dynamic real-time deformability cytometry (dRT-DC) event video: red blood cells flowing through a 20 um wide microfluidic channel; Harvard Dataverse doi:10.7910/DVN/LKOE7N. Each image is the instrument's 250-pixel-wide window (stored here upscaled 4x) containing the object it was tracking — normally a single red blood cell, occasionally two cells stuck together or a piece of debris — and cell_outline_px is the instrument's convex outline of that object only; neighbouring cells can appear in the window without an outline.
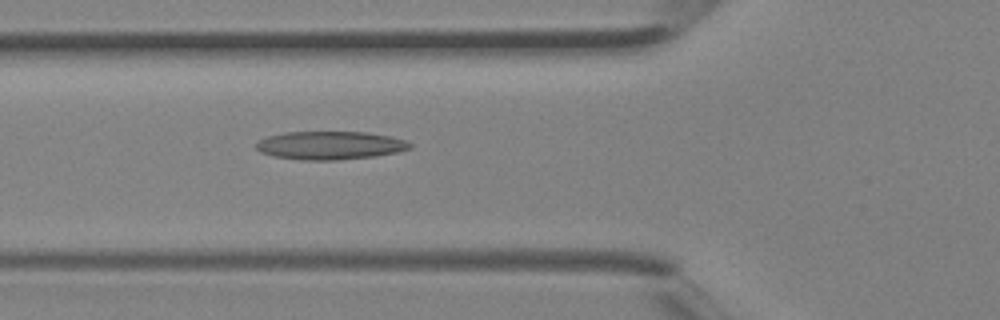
{"species": "Egyptian fruit bat (a non-hibernating species)", "species_latin": "Rousettus aegyptiacus", "temperature_condition": "room temperature", "stored_images_in_passage": 5, "camera_frame_rate_fps": 3000, "um_per_image_px": 0.085, "animal": {"sex": "female"}, "frame": {"image": 1, "passage_image": 5, "time_ms": 1.333, "image_size_px": [1000, 320], "cell_outline_px": [[412, 148], [400, 152], [376, 156], [336, 160], [304, 160], [276, 156], [260, 152], [256, 148], [256, 144], [260, 140], [268, 136], [284, 132], [368, 132], [392, 136], [404, 140], [412, 144]], "centroid_in_image_um": [28.11, 12.35], "position_along_channel_um": 97.7, "area_um2": 25.37}}